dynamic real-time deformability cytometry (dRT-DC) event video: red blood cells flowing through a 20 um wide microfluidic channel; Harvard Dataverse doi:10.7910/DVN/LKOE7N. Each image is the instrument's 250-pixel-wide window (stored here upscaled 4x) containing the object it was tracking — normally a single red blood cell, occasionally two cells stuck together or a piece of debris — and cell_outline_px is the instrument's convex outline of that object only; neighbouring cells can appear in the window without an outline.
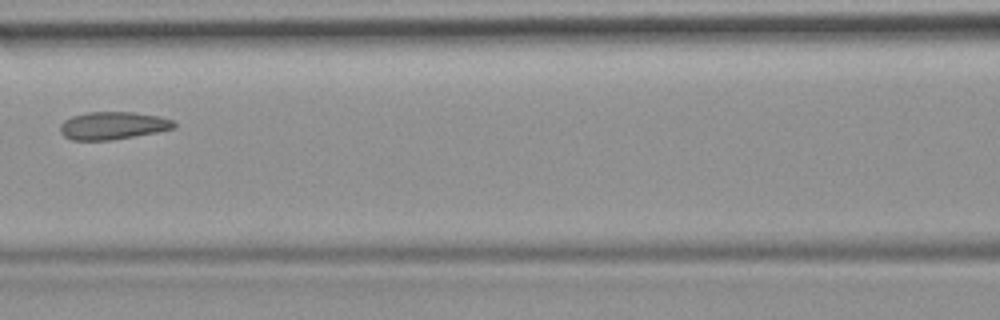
{"species": "common noctule bat (a hibernating species)", "species_latin": "Nyctalus noctula", "temperature_condition": "room temperature", "stored_images_in_passage": 4, "camera_frame_rate_fps": 3000, "um_per_image_px": 0.085, "animal": {"sex": "female", "body_mass_g": 19.9}, "frame": {"image": 1, "passage_image": 3, "time_ms": 2.333, "image_size_px": [1000, 320], "cell_outline_px": [[176, 128], [156, 132], [112, 140], [72, 140], [64, 136], [60, 132], [60, 124], [64, 120], [72, 116], [88, 112], [132, 112], [156, 116], [172, 120], [176, 124]], "centroid_in_image_um": [9.56, 10.68], "position_along_channel_um": 157.0, "area_um2": 18.26}}